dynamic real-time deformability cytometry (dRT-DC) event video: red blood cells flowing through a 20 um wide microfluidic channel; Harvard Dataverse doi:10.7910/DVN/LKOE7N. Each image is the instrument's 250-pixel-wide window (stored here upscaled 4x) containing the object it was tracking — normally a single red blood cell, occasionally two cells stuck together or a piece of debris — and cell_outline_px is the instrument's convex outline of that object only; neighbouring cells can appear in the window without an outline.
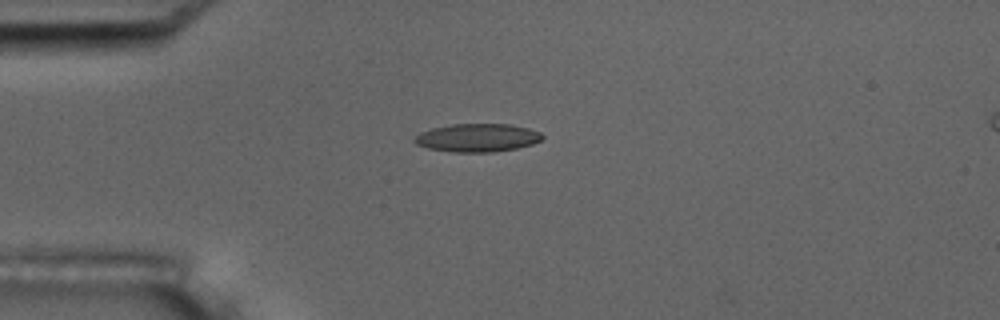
{"species": "common noctule bat (a hibernating species)", "species_latin": "Nyctalus noctula", "temperature_condition": "room temperature", "stored_images_in_passage": 41, "camera_frame_rate_fps": 3000, "um_per_image_px": 0.085, "animal": {"sex": "male", "body_mass_g": 17.5, "forearm_length_mm": 52.3}, "frame": {"image": 1, "passage_image": 1, "time_ms": 0.0, "image_size_px": [1000, 320], "cell_outline_px": [[544, 136], [540, 140], [532, 144], [516, 148], [492, 152], [452, 152], [428, 148], [416, 144], [412, 140], [420, 132], [432, 128], [452, 124], [512, 124], [528, 128], [540, 132]], "centroid_in_image_um": [40.56, 11.7], "position_along_channel_um": 44.4, "area_um2": 20.98}}
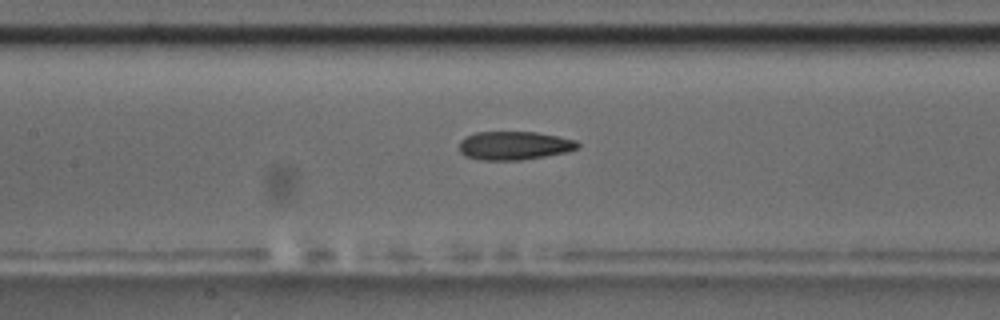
{"frame": {"image": 2, "passage_image": 12, "time_ms": 3.667, "image_size_px": [1000, 320], "cell_outline_px": [[580, 144], [576, 148], [564, 152], [544, 156], [520, 160], [484, 160], [464, 156], [460, 152], [460, 140], [464, 136], [476, 132], [536, 132], [576, 140]], "centroid_in_image_um": [43.65, 12.37], "position_along_channel_um": 163.7, "area_um2": 19.54}}
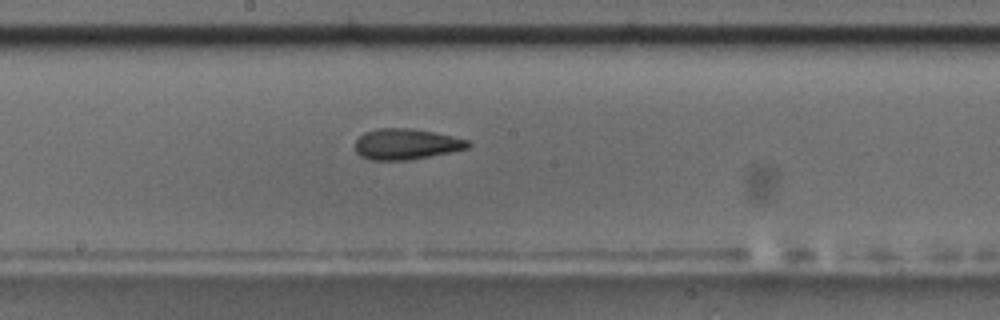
{"frame": {"image": 3, "passage_image": 16, "time_ms": 5.0, "image_size_px": [1000, 320], "cell_outline_px": [[472, 144], [468, 148], [452, 152], [408, 160], [368, 160], [360, 156], [356, 152], [356, 140], [364, 132], [376, 128], [408, 128], [432, 132], [452, 136], [468, 140]], "centroid_in_image_um": [34.51, 12.25], "position_along_channel_um": 213.7, "area_um2": 20.29}, "authors_computed_cell_mechanics": {"area_um2": 20.2878, "velocity_mm_per_s": 3.7777, "shape_relaxation_time_tau1_ms": 6.624, "shape_relaxation_time_tau2_ms": 3.2239, "deformation_change_tau1": 0.2022, "deformation_change_tau2": 0.129}}